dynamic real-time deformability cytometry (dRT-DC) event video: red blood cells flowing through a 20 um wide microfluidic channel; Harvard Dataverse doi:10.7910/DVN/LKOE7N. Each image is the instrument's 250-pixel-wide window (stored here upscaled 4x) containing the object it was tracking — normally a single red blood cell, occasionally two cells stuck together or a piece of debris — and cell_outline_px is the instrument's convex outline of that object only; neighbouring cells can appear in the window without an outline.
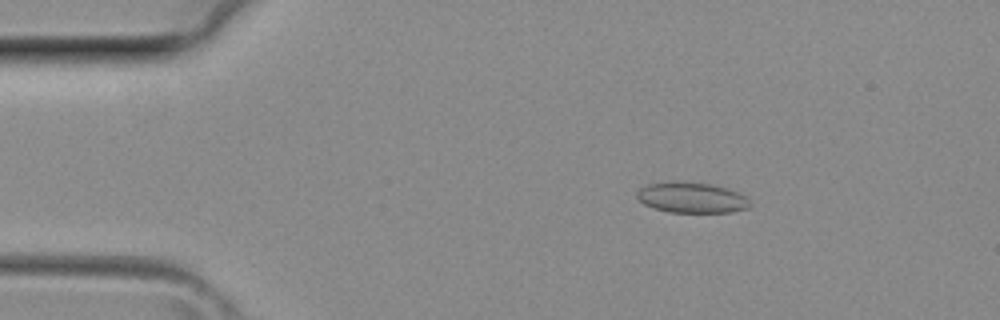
{"species": "common noctule bat (a hibernating species)", "species_latin": "Nyctalus noctula", "temperature_condition": "room temperature", "stored_images_in_passage": 10, "camera_frame_rate_fps": 3000, "um_per_image_px": 0.085, "animal": {"sex": "female", "body_mass_g": 29.2, "forearm_length_mm": 56.3}, "frame": {"image": 1, "passage_image": 4, "time_ms": 1.0, "image_size_px": [1000, 320], "cell_outline_px": [[752, 204], [748, 208], [732, 212], [668, 212], [644, 204], [636, 196], [636, 192], [640, 188], [648, 184], [712, 184], [728, 188], [740, 192]], "centroid_in_image_um": [58.86, 16.84], "position_along_channel_um": 26.1, "area_um2": 19.42}}